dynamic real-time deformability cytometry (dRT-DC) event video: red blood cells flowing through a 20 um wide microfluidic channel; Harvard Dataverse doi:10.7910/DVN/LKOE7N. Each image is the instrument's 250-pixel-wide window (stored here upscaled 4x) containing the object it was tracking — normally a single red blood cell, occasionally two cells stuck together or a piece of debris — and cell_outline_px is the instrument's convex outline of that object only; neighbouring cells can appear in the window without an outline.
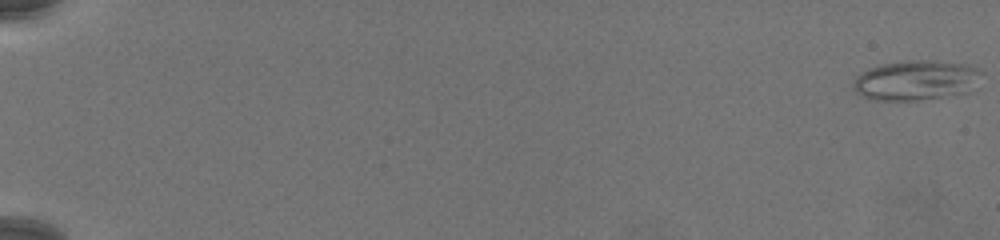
{"species": "common noctule bat (a hibernating species)", "species_latin": "Nyctalus noctula", "temperature_condition": "warm", "stored_images_in_passage": 44, "camera_frame_rate_fps": 3000, "um_per_image_px": 0.085, "animal": {"sex": "female", "body_mass_g": 19.5, "forearm_length_mm": 54.1}, "frame": {"image": 1, "passage_image": 1, "time_ms": 0.0, "image_size_px": [1000, 240], "cell_outline_px": [[984, 72], [968, 92], [916, 100], [872, 100], [856, 92], [852, 88], [852, 84], [856, 76], [868, 68], [880, 64], [908, 60], [932, 60], [968, 64]], "centroid_in_image_um": [77.83, 6.8], "position_along_channel_um": 7.2, "area_um2": 29.82}}
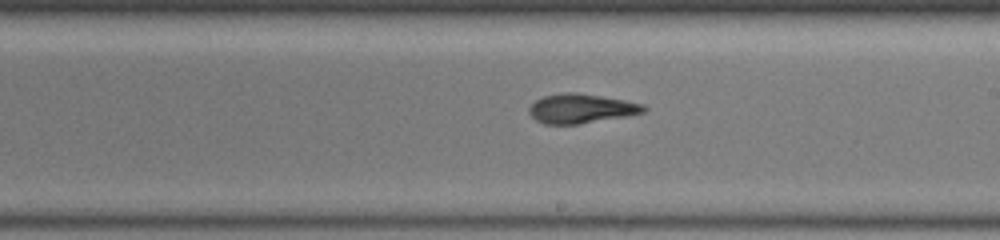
{"frame": {"image": 2, "passage_image": 31, "time_ms": 10.0, "image_size_px": [1000, 240], "cell_outline_px": [[648, 108], [644, 112], [624, 116], [580, 124], [544, 124], [536, 120], [528, 112], [528, 108], [536, 100], [544, 96], [564, 92], [576, 92], [624, 100], [644, 104]], "centroid_in_image_um": [49.38, 9.22], "position_along_channel_um": 239.6, "area_um2": 19.48}}
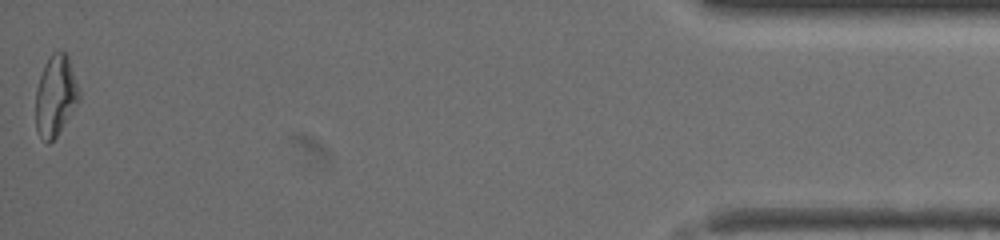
{"frame": {"image": 3, "passage_image": 44, "time_ms": 14.333, "image_size_px": [1000, 240], "cell_outline_px": [[80, 100], [56, 136], [48, 144], [40, 136], [36, 128], [36, 88], [44, 64], [52, 52], [56, 48], [64, 52], [68, 56], [80, 92]], "centroid_in_image_um": [4.72, 8.09], "position_along_channel_um": 430.5, "area_um2": 20.4}}